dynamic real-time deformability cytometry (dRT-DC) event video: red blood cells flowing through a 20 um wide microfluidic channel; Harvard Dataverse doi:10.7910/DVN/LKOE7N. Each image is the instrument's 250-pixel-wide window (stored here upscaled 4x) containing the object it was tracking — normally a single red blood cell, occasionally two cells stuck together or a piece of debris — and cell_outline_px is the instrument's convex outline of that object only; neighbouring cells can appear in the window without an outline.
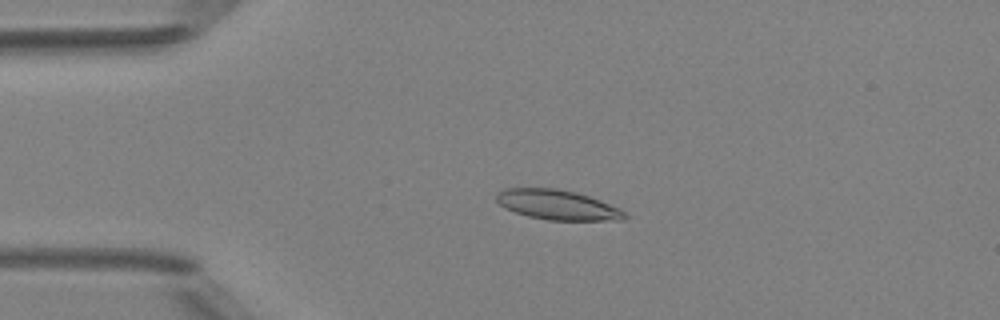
{"species": "Egyptian fruit bat (a non-hibernating species)", "species_latin": "Rousettus aegyptiacus", "temperature_condition": "room temperature", "stored_images_in_passage": 6, "camera_frame_rate_fps": 3000, "um_per_image_px": 0.085, "animal": {"sex": "female"}, "frame": {"image": 1, "passage_image": 4, "time_ms": 3.333, "image_size_px": [1000, 320], "cell_outline_px": [[628, 216], [624, 220], [548, 220], [528, 216], [504, 208], [496, 200], [496, 196], [504, 188], [556, 188], [576, 192], [600, 200], [620, 208]], "centroid_in_image_um": [47.4, 17.41], "position_along_channel_um": 37.6, "area_um2": 22.25}}